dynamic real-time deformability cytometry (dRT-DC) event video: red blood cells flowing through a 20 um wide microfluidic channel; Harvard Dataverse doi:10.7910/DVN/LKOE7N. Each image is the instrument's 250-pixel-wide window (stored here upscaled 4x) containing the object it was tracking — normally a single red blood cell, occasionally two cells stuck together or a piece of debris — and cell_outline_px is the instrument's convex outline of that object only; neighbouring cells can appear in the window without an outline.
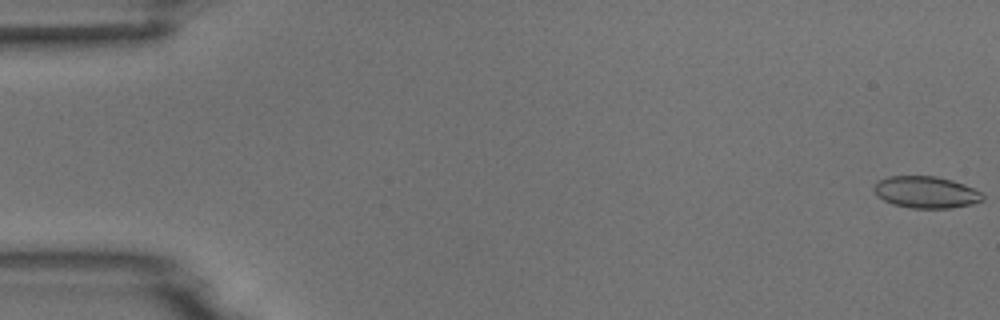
{"species": "common noctule bat (a hibernating species)", "species_latin": "Nyctalus noctula", "temperature_condition": "room temperature", "stored_images_in_passage": 5, "camera_frame_rate_fps": 3000, "um_per_image_px": 0.085, "animal": {"sex": "male", "body_mass_g": 18.8}, "frame": {"image": 1, "passage_image": 1, "time_ms": 0.0, "image_size_px": [1000, 320], "cell_outline_px": [[984, 200], [972, 204], [948, 208], [912, 208], [892, 204], [884, 200], [872, 188], [880, 180], [888, 176], [936, 176], [952, 180], [964, 184], [980, 192], [984, 196]], "centroid_in_image_um": [78.73, 16.33], "position_along_channel_um": 6.3, "area_um2": 19.94}}
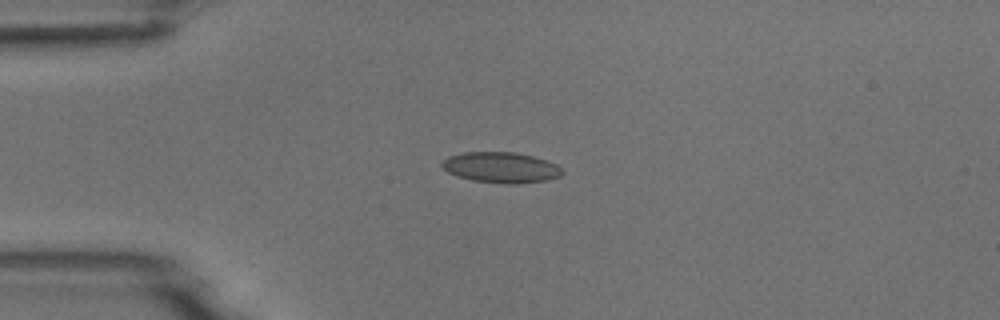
{"frame": {"image": 2, "passage_image": 4, "time_ms": 4.333, "image_size_px": [1000, 320], "cell_outline_px": [[564, 172], [560, 176], [548, 180], [516, 184], [508, 184], [472, 180], [456, 176], [448, 172], [440, 164], [448, 156], [464, 152], [516, 152], [532, 156], [556, 164]], "centroid_in_image_um": [42.57, 14.24], "position_along_channel_um": 42.4, "area_um2": 21.44}}